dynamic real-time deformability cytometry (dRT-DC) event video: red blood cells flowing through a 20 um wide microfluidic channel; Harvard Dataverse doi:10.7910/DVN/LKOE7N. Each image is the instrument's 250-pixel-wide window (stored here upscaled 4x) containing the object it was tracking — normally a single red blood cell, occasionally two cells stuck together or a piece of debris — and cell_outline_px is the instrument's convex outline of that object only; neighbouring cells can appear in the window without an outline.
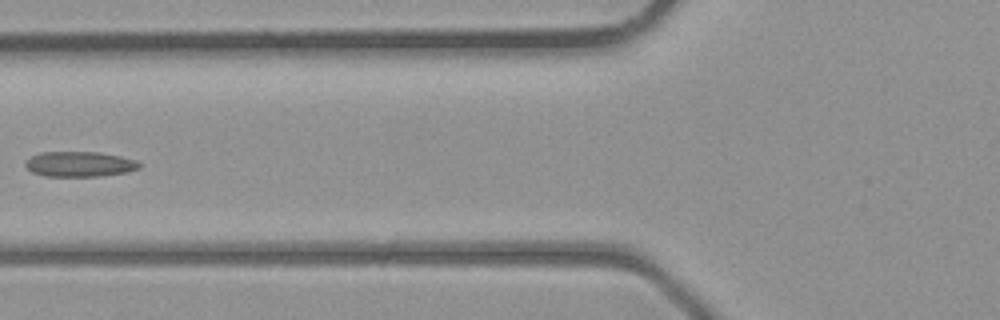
{"species": "common noctule bat (a hibernating species)", "species_latin": "Nyctalus noctula", "temperature_condition": "room temperature", "stored_images_in_passage": 5, "camera_frame_rate_fps": 3000, "um_per_image_px": 0.085, "animal": {"sex": "male", "body_mass_g": 23.1, "forearm_length_mm": 52.7}, "frame": {"image": 1, "passage_image": 5, "time_ms": 4.333, "image_size_px": [1000, 320], "cell_outline_px": [[140, 168], [128, 172], [100, 176], [44, 176], [32, 172], [24, 164], [24, 160], [40, 152], [100, 152], [120, 156], [136, 160], [140, 164]], "centroid_in_image_um": [6.76, 13.95], "position_along_channel_um": 119.0, "area_um2": 16.82}}